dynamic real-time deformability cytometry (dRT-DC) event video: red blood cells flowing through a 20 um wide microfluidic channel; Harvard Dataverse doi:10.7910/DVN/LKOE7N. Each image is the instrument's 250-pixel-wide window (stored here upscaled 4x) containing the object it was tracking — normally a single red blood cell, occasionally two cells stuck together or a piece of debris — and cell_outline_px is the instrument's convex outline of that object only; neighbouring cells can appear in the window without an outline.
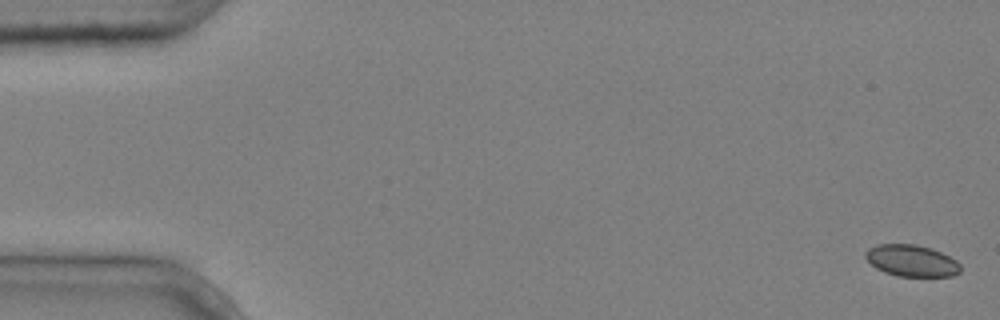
{"species": "common noctule bat (a hibernating species)", "species_latin": "Nyctalus noctula", "temperature_condition": "cold", "stored_images_in_passage": 5, "camera_frame_rate_fps": 3000, "um_per_image_px": 0.085, "animal": {"sex": "male", "body_mass_g": 20.4}, "frame": {"image": 1, "passage_image": 1, "time_ms": 0.0, "image_size_px": [1000, 320], "cell_outline_px": [[960, 272], [952, 276], [896, 276], [884, 272], [876, 268], [864, 256], [864, 252], [868, 248], [876, 244], [916, 244], [932, 248], [956, 260], [960, 264]], "centroid_in_image_um": [77.46, 22.15], "position_along_channel_um": 7.5, "area_um2": 17.57}}
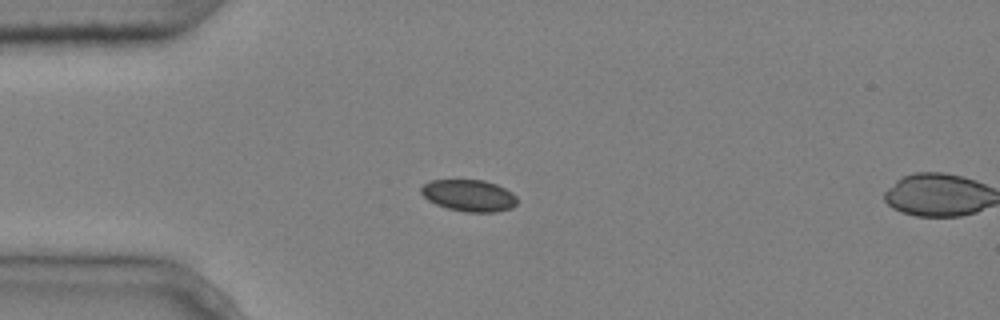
{"frame": {"image": 2, "passage_image": 4, "time_ms": 1.0, "image_size_px": [1000, 320], "cell_outline_px": [[516, 204], [512, 208], [496, 212], [464, 212], [448, 208], [436, 204], [428, 200], [420, 192], [420, 188], [424, 184], [432, 180], [484, 180], [496, 184], [512, 192], [516, 196]], "centroid_in_image_um": [39.86, 16.62], "position_along_channel_um": 45.1, "area_um2": 17.74}}